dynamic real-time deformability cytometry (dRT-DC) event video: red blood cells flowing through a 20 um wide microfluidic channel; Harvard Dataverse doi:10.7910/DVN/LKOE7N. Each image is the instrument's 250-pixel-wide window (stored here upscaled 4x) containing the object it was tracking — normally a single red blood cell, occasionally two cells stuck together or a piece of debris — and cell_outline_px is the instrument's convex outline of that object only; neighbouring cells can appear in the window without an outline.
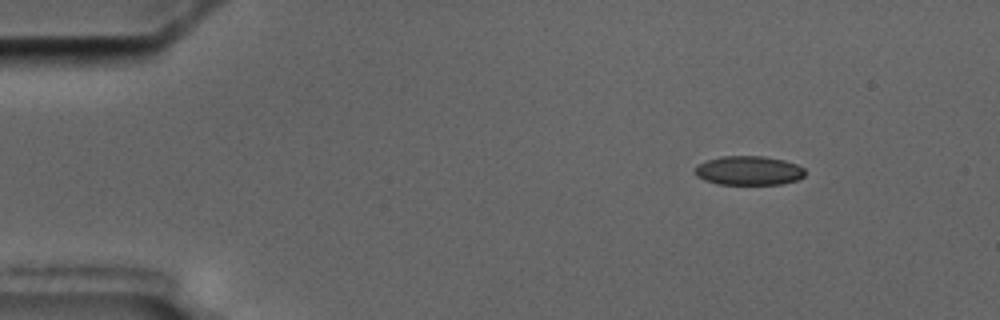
{"species": "common noctule bat (a hibernating species)", "species_latin": "Nyctalus noctula", "temperature_condition": "cold", "stored_images_in_passage": 6, "camera_frame_rate_fps": 3000, "um_per_image_px": 0.085, "animal": {"sex": "male", "body_mass_g": 17.5, "forearm_length_mm": 52.3}, "frame": {"image": 1, "passage_image": 1, "time_ms": 0.0, "image_size_px": [1000, 320], "cell_outline_px": [[804, 176], [796, 180], [780, 184], [716, 184], [704, 180], [696, 176], [692, 168], [696, 164], [720, 156], [764, 156], [784, 160], [796, 164], [804, 168]], "centroid_in_image_um": [63.58, 14.49], "position_along_channel_um": 21.4, "area_um2": 18.84}}
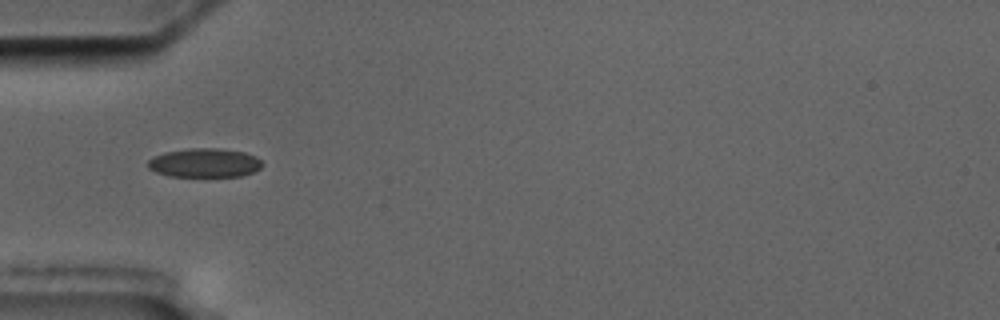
{"frame": {"image": 2, "passage_image": 4, "time_ms": 3.667, "image_size_px": [1000, 320], "cell_outline_px": [[264, 164], [260, 168], [252, 172], [240, 176], [204, 180], [168, 176], [156, 172], [148, 168], [148, 160], [164, 152], [188, 148], [216, 148], [244, 152], [256, 156]], "centroid_in_image_um": [17.39, 13.9], "position_along_channel_um": 67.6, "area_um2": 20.29}}
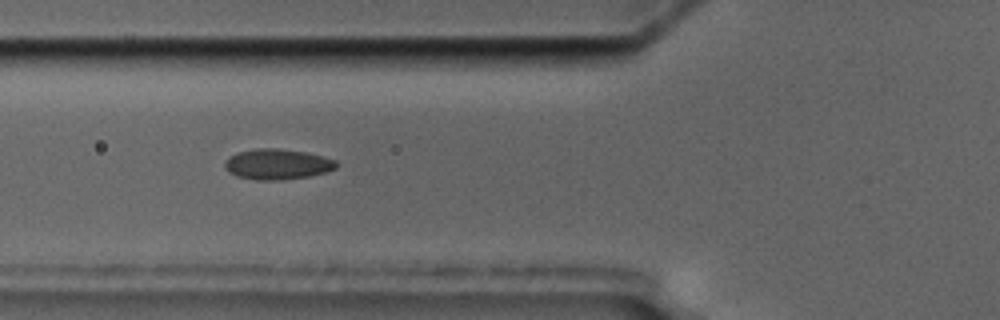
{"frame": {"image": 3, "passage_image": 5, "time_ms": 4.667, "image_size_px": [1000, 320], "cell_outline_px": [[336, 168], [328, 172], [308, 176], [280, 180], [256, 180], [236, 176], [228, 172], [224, 168], [224, 160], [228, 156], [236, 152], [256, 148], [276, 148], [308, 152], [336, 160]], "centroid_in_image_um": [23.53, 13.95], "position_along_channel_um": 102.3, "area_um2": 20.11}}